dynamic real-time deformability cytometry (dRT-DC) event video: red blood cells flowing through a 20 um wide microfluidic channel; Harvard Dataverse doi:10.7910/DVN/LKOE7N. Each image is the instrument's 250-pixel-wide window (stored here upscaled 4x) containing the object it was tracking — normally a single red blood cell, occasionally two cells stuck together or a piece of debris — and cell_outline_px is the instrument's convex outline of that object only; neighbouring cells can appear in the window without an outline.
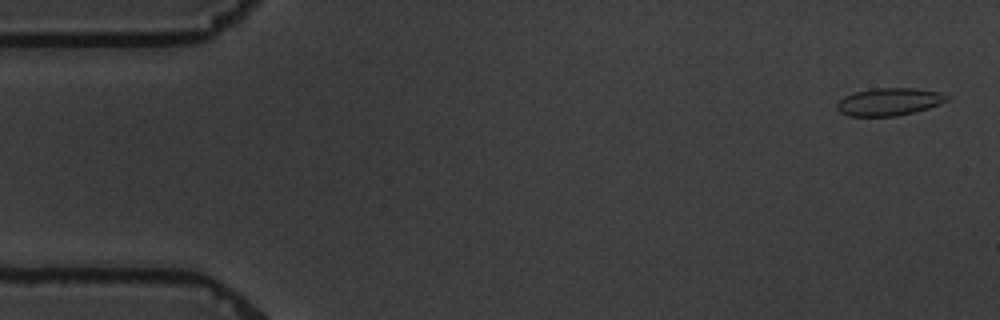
{"species": "common noctule bat (a hibernating species)", "species_latin": "Nyctalus noctula", "temperature_condition": "warm", "stored_images_in_passage": 5, "camera_frame_rate_fps": 3000, "um_per_image_px": 0.085, "animal": {"sex": "male", "body_mass_g": 19.5, "forearm_length_mm": 54.6}, "frame": {"image": 1, "passage_image": 1, "time_ms": 0.0, "image_size_px": [1000, 320], "cell_outline_px": [[952, 96], [948, 100], [940, 104], [928, 108], [896, 116], [848, 116], [840, 112], [836, 108], [836, 104], [844, 96], [852, 92], [872, 88], [916, 88], [940, 92]], "centroid_in_image_um": [75.57, 8.64], "position_along_channel_um": 9.4, "area_um2": 17.86}}
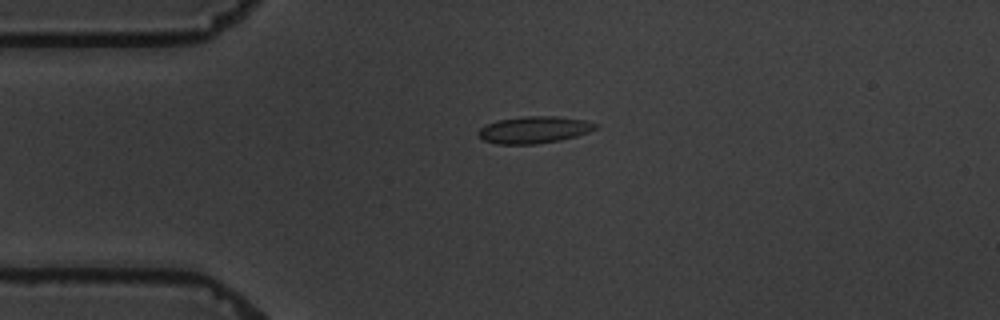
{"frame": {"image": 2, "passage_image": 4, "time_ms": 3.667, "image_size_px": [1000, 320], "cell_outline_px": [[600, 128], [576, 136], [560, 140], [536, 144], [496, 144], [484, 140], [476, 132], [480, 128], [496, 120], [524, 116], [556, 116], [584, 120], [600, 124]], "centroid_in_image_um": [45.43, 11.03], "position_along_channel_um": 39.6, "area_um2": 18.5}}